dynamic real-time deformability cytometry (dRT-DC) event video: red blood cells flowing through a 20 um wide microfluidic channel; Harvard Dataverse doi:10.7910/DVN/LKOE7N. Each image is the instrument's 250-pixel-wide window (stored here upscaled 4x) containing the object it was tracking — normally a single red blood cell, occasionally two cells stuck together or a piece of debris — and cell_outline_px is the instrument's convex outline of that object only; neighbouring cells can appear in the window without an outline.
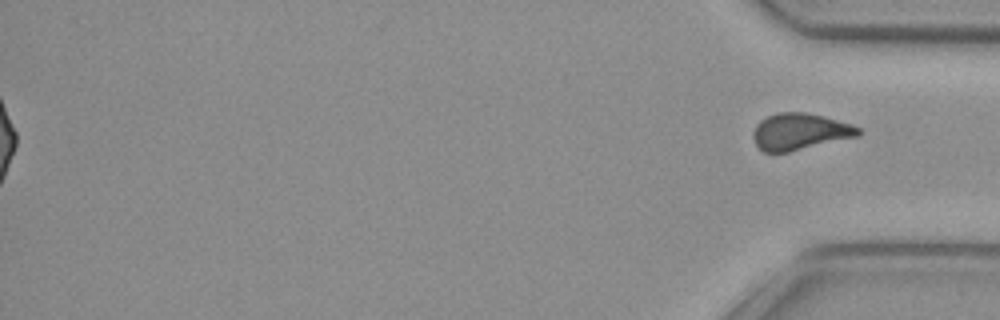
{"species": "common noctule bat (a hibernating species)", "species_latin": "Nyctalus noctula", "temperature_condition": "cold", "stored_images_in_passage": 49, "segment_of_instrument_passage": [2, 2], "camera_frame_rate_fps": 3000, "um_per_image_px": 0.085, "animal": {"sex": "female", "body_mass_g": 29.2, "forearm_length_mm": 56.3}, "frame": {"image": 1, "passage_image": 49, "time_ms": 16.0, "image_size_px": [1000, 320], "cell_outline_px": [[860, 136], [788, 152], [764, 152], [756, 144], [756, 124], [760, 120], [776, 112], [804, 112], [824, 116], [852, 124], [860, 128]], "centroid_in_image_um": [68.05, 11.18], "position_along_channel_um": 367.2, "area_um2": 22.2}}